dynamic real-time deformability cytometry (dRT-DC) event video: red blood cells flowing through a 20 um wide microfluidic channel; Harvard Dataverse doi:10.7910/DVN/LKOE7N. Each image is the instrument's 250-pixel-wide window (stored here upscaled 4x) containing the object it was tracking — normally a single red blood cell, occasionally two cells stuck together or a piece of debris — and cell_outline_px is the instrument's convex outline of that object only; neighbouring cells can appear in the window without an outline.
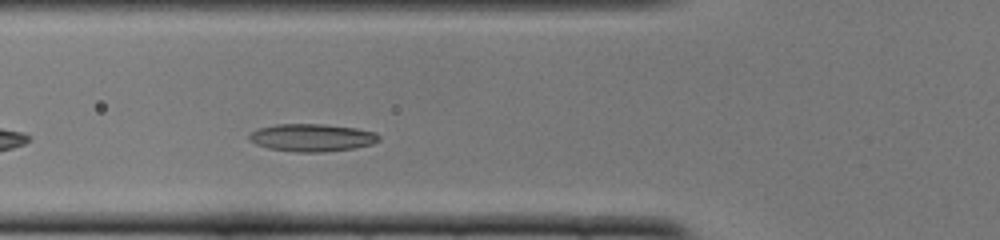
{"species": "common noctule bat (a hibernating species)", "species_latin": "Nyctalus noctula", "temperature_condition": "cold", "stored_images_in_passage": 29, "camera_frame_rate_fps": 3000, "um_per_image_px": 0.085, "animal": {"sex": "female", "body_mass_g": 22.0, "forearm_length_mm": 56.7}, "frame": {"image": 1, "passage_image": 6, "time_ms": 1.667, "image_size_px": [1000, 240], "cell_outline_px": [[380, 140], [372, 144], [356, 148], [324, 152], [296, 152], [268, 148], [256, 144], [248, 140], [248, 136], [252, 132], [260, 128], [276, 124], [324, 124], [356, 128], [376, 132], [380, 136]], "centroid_in_image_um": [26.54, 11.7], "position_along_channel_um": 99.3, "area_um2": 20.98}}
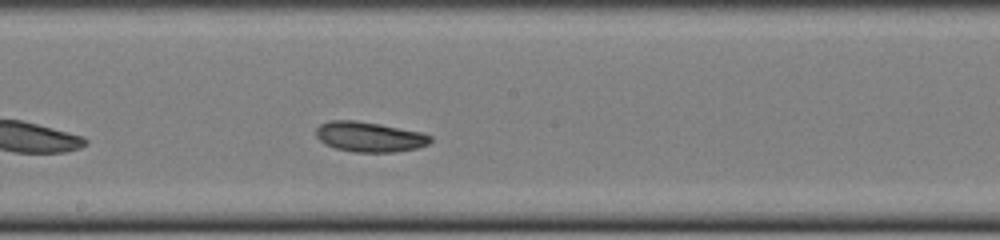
{"frame": {"image": 2, "passage_image": 15, "time_ms": 4.667, "image_size_px": [1000, 240], "cell_outline_px": [[432, 140], [428, 144], [416, 148], [396, 152], [356, 152], [336, 148], [324, 144], [316, 136], [316, 128], [320, 124], [328, 120], [356, 120], [380, 124], [420, 132], [432, 136]], "centroid_in_image_um": [31.38, 11.62], "position_along_channel_um": 216.8, "area_um2": 20.06}}
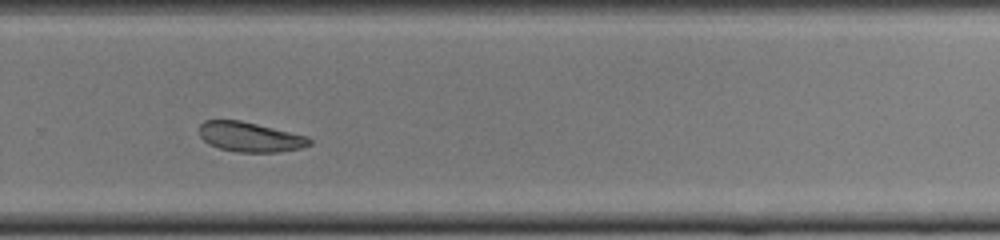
{"frame": {"image": 3, "passage_image": 22, "time_ms": 7.0, "image_size_px": [1000, 240], "cell_outline_px": [[312, 144], [300, 148], [280, 152], [236, 152], [220, 148], [208, 144], [200, 136], [200, 124], [204, 120], [240, 120], [308, 136], [312, 140]], "centroid_in_image_um": [21.26, 11.64], "position_along_channel_um": 308.5, "area_um2": 19.13}, "authors_computed_cell_mechanics": {"area_um2": 20.1144, "velocity_mm_per_s": 3.9278, "shape_relaxation_time_tau1_ms": 4.4877, "shape_relaxation_time_tau2_ms": null, "deformation_change_tau1": 0.0935, "deformation_change_tau2": null}}